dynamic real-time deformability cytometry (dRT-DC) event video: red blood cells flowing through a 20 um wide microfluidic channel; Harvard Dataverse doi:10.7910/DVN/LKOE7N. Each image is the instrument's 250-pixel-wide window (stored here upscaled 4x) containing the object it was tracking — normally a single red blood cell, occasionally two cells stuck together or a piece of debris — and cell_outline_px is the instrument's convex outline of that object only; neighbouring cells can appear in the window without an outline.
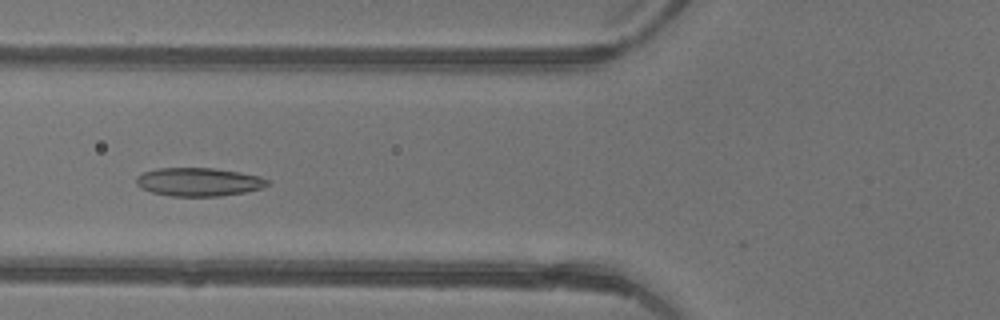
{"species": "common noctule bat (a hibernating species)", "species_latin": "Nyctalus noctula", "temperature_condition": "warm", "stored_images_in_passage": 5, "camera_frame_rate_fps": 3000, "um_per_image_px": 0.085, "animal": {"sex": "female"}, "frame": {"image": 1, "passage_image": 5, "time_ms": 1.333, "image_size_px": [1000, 320], "cell_outline_px": [[268, 184], [260, 188], [244, 192], [220, 196], [168, 196], [152, 192], [140, 188], [136, 184], [136, 176], [144, 172], [156, 168], [216, 168], [240, 172], [260, 176], [268, 180]], "centroid_in_image_um": [16.85, 15.46], "position_along_channel_um": 109.0, "area_um2": 21.73}}